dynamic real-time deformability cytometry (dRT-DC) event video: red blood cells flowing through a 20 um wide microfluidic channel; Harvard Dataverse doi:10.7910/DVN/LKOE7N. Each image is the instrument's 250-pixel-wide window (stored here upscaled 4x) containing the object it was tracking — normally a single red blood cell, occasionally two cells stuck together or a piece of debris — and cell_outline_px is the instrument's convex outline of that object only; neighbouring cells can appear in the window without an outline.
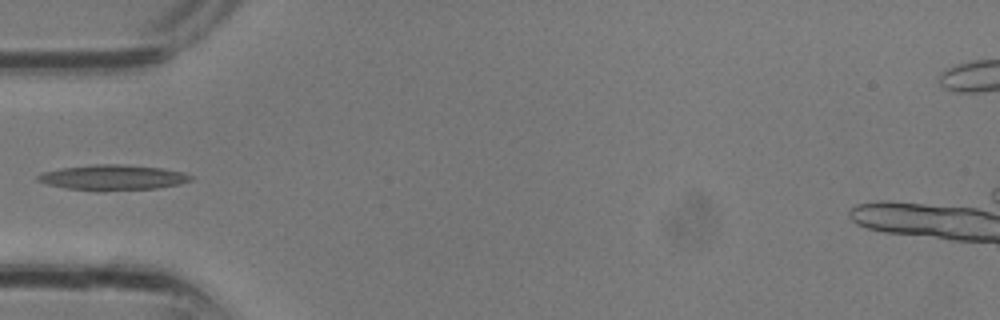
{"species": "common noctule bat (a hibernating species)", "species_latin": "Nyctalus noctula", "temperature_condition": "room temperature", "stored_images_in_passage": 11, "camera_frame_rate_fps": 3000, "um_per_image_px": 0.085, "animal": {"sex": "male", "body_mass_g": 13.3}, "frame": {"image": 1, "passage_image": 10, "time_ms": 3.0, "image_size_px": [1000, 320], "cell_outline_px": [[192, 180], [180, 184], [156, 188], [104, 192], [68, 188], [48, 184], [36, 180], [36, 176], [44, 172], [60, 168], [92, 164], [120, 164], [164, 168], [184, 172], [192, 176]], "centroid_in_image_um": [9.61, 15.09], "position_along_channel_um": 75.4, "area_um2": 22.83}}